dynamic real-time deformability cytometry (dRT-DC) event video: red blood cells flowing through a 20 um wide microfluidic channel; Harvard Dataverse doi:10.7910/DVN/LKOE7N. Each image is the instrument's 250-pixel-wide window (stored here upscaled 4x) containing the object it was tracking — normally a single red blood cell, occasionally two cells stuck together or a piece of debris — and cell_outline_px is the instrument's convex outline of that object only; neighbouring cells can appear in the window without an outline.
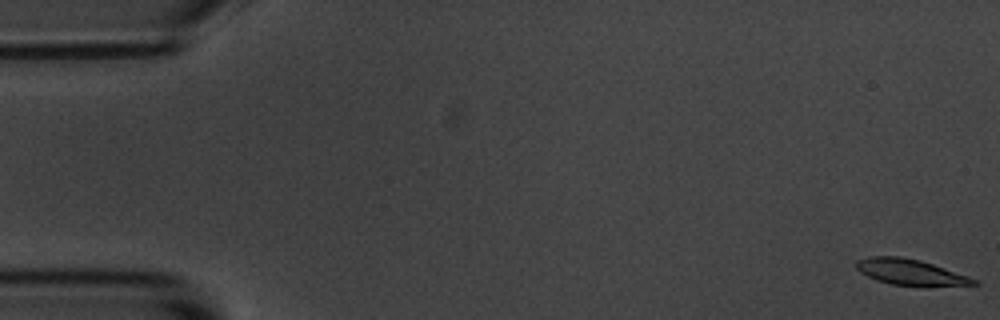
{"species": "common noctule bat (a hibernating species)", "species_latin": "Nyctalus noctula", "temperature_condition": "room temperature", "stored_images_in_passage": 12, "camera_frame_rate_fps": 3000, "um_per_image_px": 0.085, "animal": {"sex": "male", "body_mass_g": 20.1, "forearm_length_mm": 53.5}, "frame": {"image": 1, "passage_image": 1, "time_ms": 0.0, "image_size_px": [1000, 320], "cell_outline_px": [[980, 284], [892, 284], [876, 280], [860, 272], [856, 268], [856, 260], [868, 256], [900, 256], [920, 260], [968, 276], [976, 280]], "centroid_in_image_um": [77.26, 23.08], "position_along_channel_um": 7.7, "area_um2": 16.88}}
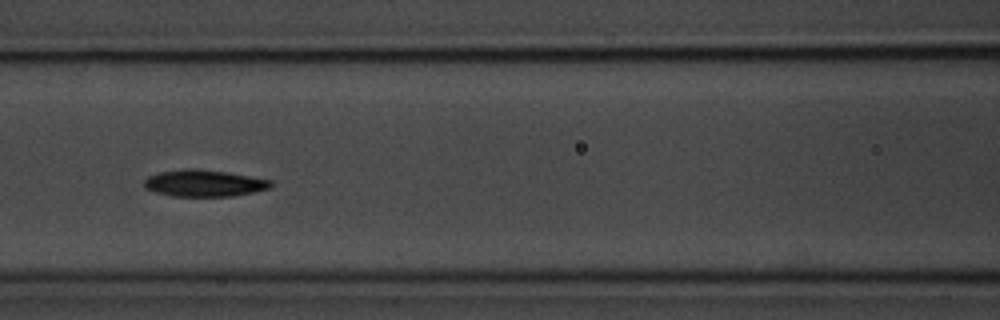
{"frame": {"image": 2, "passage_image": 7, "time_ms": 7.667, "image_size_px": [1000, 320], "cell_outline_px": [[272, 184], [268, 188], [252, 192], [232, 196], [172, 196], [156, 192], [144, 188], [144, 180], [148, 176], [160, 172], [188, 168], [196, 168], [228, 172], [272, 180]], "centroid_in_image_um": [17.32, 15.56], "position_along_channel_um": 149.3, "area_um2": 19.65}}